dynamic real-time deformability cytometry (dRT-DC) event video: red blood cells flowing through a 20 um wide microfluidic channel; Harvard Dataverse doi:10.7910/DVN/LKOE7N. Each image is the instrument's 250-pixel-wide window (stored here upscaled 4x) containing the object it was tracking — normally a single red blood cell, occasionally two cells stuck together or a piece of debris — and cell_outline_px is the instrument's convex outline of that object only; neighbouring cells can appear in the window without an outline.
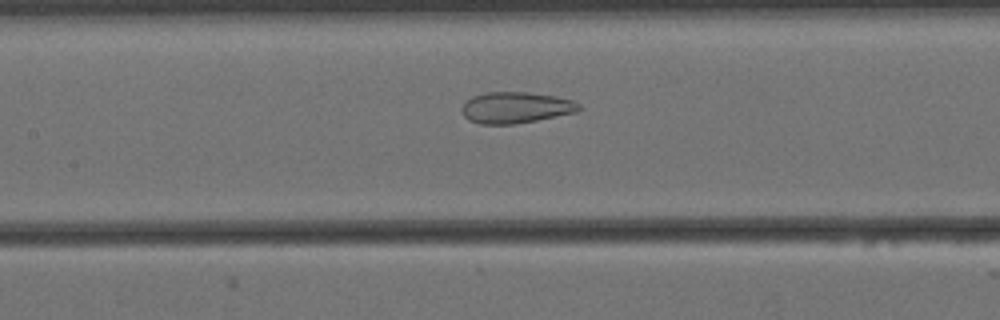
{"species": "Egyptian fruit bat (a non-hibernating species)", "species_latin": "Rousettus aegyptiacus", "temperature_condition": "cold", "stored_images_in_passage": 35, "camera_frame_rate_fps": 3000, "um_per_image_px": 0.085, "animal": {"sex": "female"}, "frame": {"image": 1, "passage_image": 15, "time_ms": 4.667, "image_size_px": [1000, 320], "cell_outline_px": [[580, 108], [576, 112], [516, 124], [480, 124], [468, 120], [464, 116], [460, 108], [472, 96], [484, 92], [528, 92], [556, 96], [572, 100], [580, 104]], "centroid_in_image_um": [43.81, 9.14], "position_along_channel_um": 163.6, "area_um2": 21.33}}
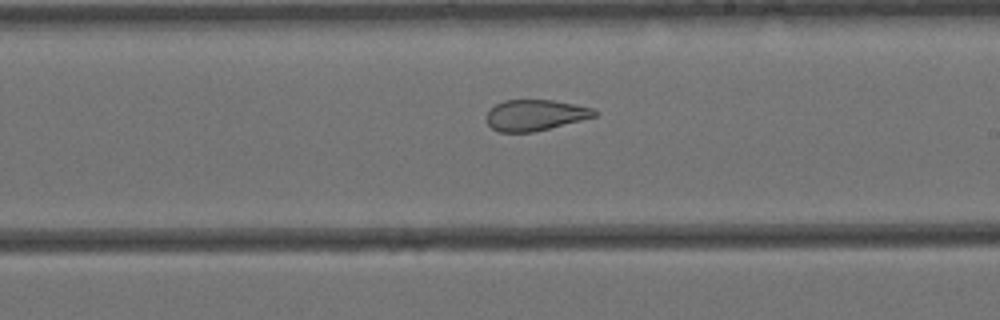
{"frame": {"image": 2, "passage_image": 22, "time_ms": 7.0, "image_size_px": [1000, 320], "cell_outline_px": [[596, 116], [532, 132], [500, 132], [492, 128], [488, 124], [488, 112], [496, 104], [504, 100], [552, 100], [576, 104], [592, 108], [596, 112]], "centroid_in_image_um": [45.48, 9.77], "position_along_channel_um": 243.5, "area_um2": 19.07}}
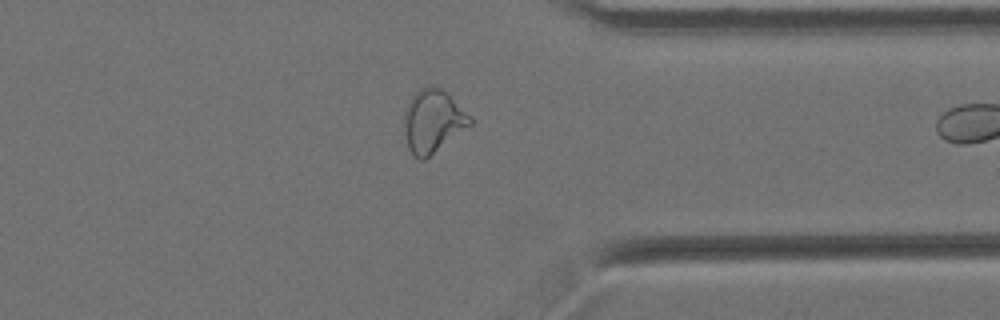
{"frame": {"image": 3, "passage_image": 34, "time_ms": 11.0, "image_size_px": [1000, 320], "cell_outline_px": [[472, 124], [424, 160], [420, 160], [408, 148], [404, 132], [404, 112], [412, 96], [420, 88], [428, 84], [432, 84], [448, 92], [472, 116]], "centroid_in_image_um": [36.81, 10.25], "position_along_channel_um": 374.6, "area_um2": 24.33}}